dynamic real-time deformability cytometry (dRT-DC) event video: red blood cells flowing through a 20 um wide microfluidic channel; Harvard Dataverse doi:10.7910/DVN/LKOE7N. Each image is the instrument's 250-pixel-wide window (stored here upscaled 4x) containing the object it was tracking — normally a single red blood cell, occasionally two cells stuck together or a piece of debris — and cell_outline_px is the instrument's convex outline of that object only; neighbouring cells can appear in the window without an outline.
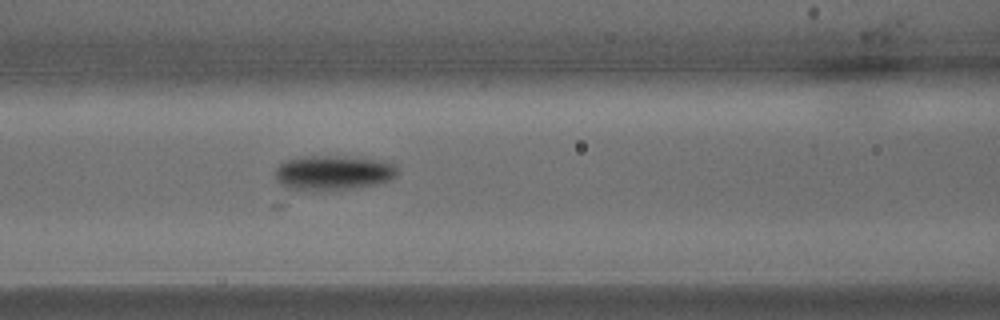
{"species": "common noctule bat (a hibernating species)", "species_latin": "Nyctalus noctula", "temperature_condition": "warm", "stored_images_in_passage": 25, "camera_frame_rate_fps": 3000, "um_per_image_px": 0.085, "animal": {"sex": "male", "body_mass_g": 15.6}, "frame": {"image": 1, "passage_image": 5, "time_ms": 1.333, "image_size_px": [1000, 320], "cell_outline_px": [[396, 176], [388, 180], [376, 184], [348, 188], [292, 188], [280, 184], [276, 180], [276, 168], [280, 164], [288, 160], [304, 156], [360, 156], [388, 160], [396, 164]], "centroid_in_image_um": [28.41, 14.61], "position_along_channel_um": 138.2, "area_um2": 24.28}}
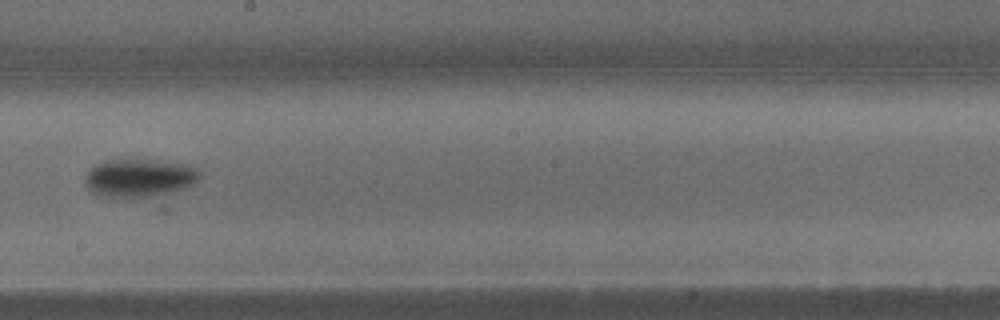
{"frame": {"image": 2, "passage_image": 10, "time_ms": 3.0, "image_size_px": [1000, 320], "cell_outline_px": [[200, 176], [164, 212], [160, 212], [100, 196], [92, 192], [88, 188], [84, 180], [84, 176], [96, 164], [104, 160], [156, 160], [192, 164], [200, 172]], "centroid_in_image_um": [12.05, 15.45], "position_along_channel_um": 236.1, "area_um2": 30.98}}
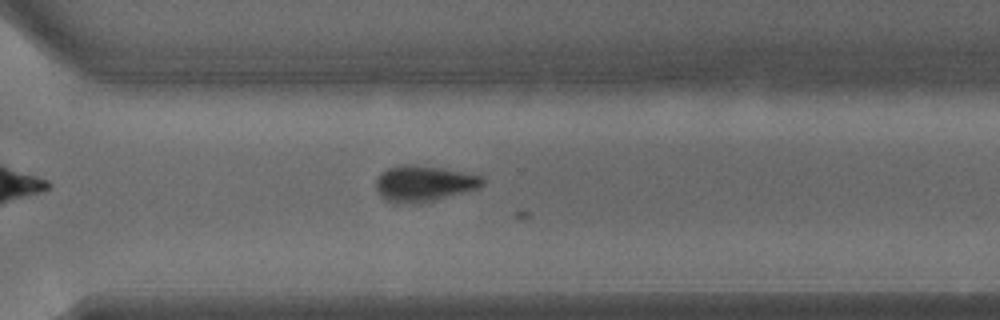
{"frame": {"image": 3, "passage_image": 15, "time_ms": 4.667, "image_size_px": [1000, 320], "cell_outline_px": [[484, 184], [476, 188], [432, 200], [388, 200], [376, 188], [376, 180], [380, 172], [388, 168], [404, 164], [412, 164], [440, 168], [484, 176]], "centroid_in_image_um": [36.05, 15.52], "position_along_channel_um": 334.5, "area_um2": 20.98}}